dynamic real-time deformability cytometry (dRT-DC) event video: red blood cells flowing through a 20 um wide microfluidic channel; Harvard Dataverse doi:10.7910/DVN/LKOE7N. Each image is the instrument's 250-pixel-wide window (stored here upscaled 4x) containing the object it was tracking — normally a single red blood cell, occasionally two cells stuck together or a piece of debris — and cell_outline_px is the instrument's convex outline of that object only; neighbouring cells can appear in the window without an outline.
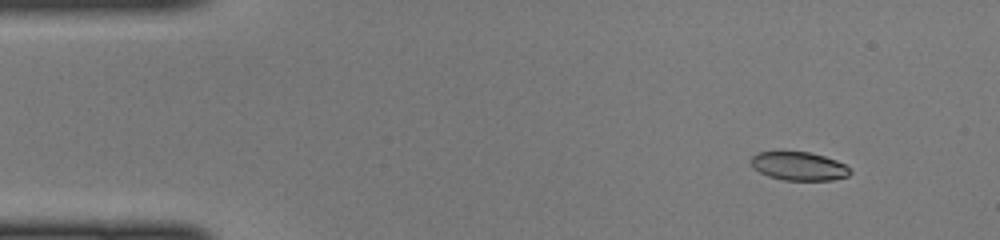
{"species": "common noctule bat (a hibernating species)", "species_latin": "Nyctalus noctula", "temperature_condition": "cold", "stored_images_in_passage": 44, "camera_frame_rate_fps": 3000, "um_per_image_px": 0.085, "animal": {"sex": "female", "body_mass_g": 22.0, "forearm_length_mm": 56.7}, "frame": {"image": 1, "passage_image": 2, "time_ms": 0.333, "image_size_px": [1000, 240], "cell_outline_px": [[852, 172], [848, 176], [832, 180], [784, 180], [768, 176], [752, 168], [752, 156], [756, 152], [808, 152], [824, 156], [836, 160], [844, 164]], "centroid_in_image_um": [67.9, 14.13], "position_along_channel_um": 17.1, "area_um2": 16.36}}
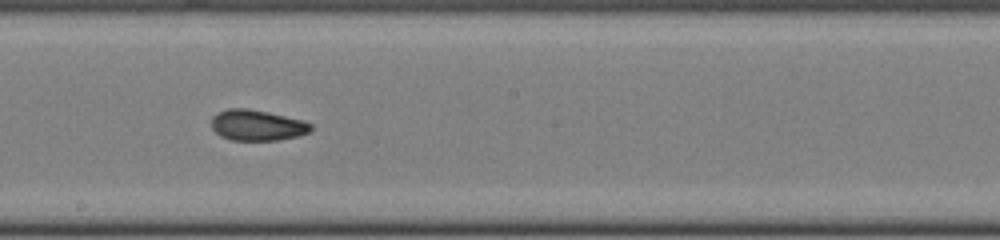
{"frame": {"image": 2, "passage_image": 23, "time_ms": 7.333, "image_size_px": [1000, 240], "cell_outline_px": [[312, 128], [308, 132], [296, 136], [276, 140], [232, 140], [220, 136], [212, 128], [212, 116], [216, 112], [228, 108], [248, 108], [268, 112], [304, 120], [312, 124]], "centroid_in_image_um": [21.83, 10.63], "position_along_channel_um": 226.4, "area_um2": 17.86}}
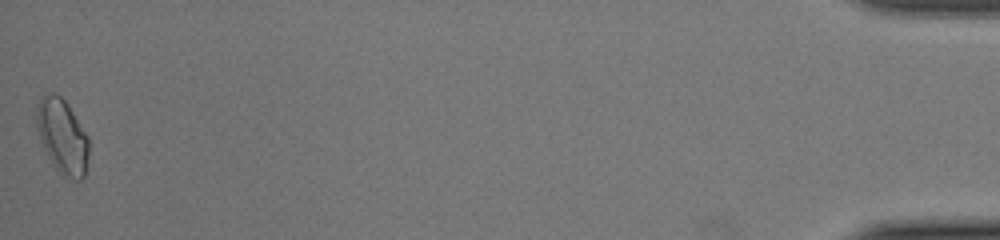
{"frame": {"image": 3, "passage_image": 44, "time_ms": 14.333, "image_size_px": [1000, 240], "cell_outline_px": [[88, 156], [84, 176], [80, 180], [72, 180], [60, 172], [52, 164], [40, 140], [36, 128], [36, 104], [40, 96], [48, 92], [56, 92], [68, 104], [88, 136]], "centroid_in_image_um": [5.27, 11.54], "position_along_channel_um": 429.9, "area_um2": 22.89}}